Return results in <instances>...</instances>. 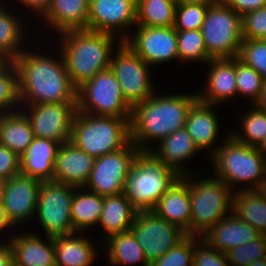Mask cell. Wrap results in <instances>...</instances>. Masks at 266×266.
I'll use <instances>...</instances> for the list:
<instances>
[{"instance_id": "cell-32", "label": "cell", "mask_w": 266, "mask_h": 266, "mask_svg": "<svg viewBox=\"0 0 266 266\" xmlns=\"http://www.w3.org/2000/svg\"><path fill=\"white\" fill-rule=\"evenodd\" d=\"M108 249V261L113 264H134L140 263L143 266H149L143 249L137 242L131 231L117 233L104 239Z\"/></svg>"}, {"instance_id": "cell-42", "label": "cell", "mask_w": 266, "mask_h": 266, "mask_svg": "<svg viewBox=\"0 0 266 266\" xmlns=\"http://www.w3.org/2000/svg\"><path fill=\"white\" fill-rule=\"evenodd\" d=\"M193 236L187 235L175 247L169 249L160 259L149 266H193Z\"/></svg>"}, {"instance_id": "cell-26", "label": "cell", "mask_w": 266, "mask_h": 266, "mask_svg": "<svg viewBox=\"0 0 266 266\" xmlns=\"http://www.w3.org/2000/svg\"><path fill=\"white\" fill-rule=\"evenodd\" d=\"M159 145V150L151 148L150 151L160 161L173 168L179 175L187 173L180 163L187 159L189 160L200 151L185 127L172 132L169 136L159 141Z\"/></svg>"}, {"instance_id": "cell-15", "label": "cell", "mask_w": 266, "mask_h": 266, "mask_svg": "<svg viewBox=\"0 0 266 266\" xmlns=\"http://www.w3.org/2000/svg\"><path fill=\"white\" fill-rule=\"evenodd\" d=\"M133 38L124 40L147 64L155 65L179 59L177 30L172 27H147L137 25Z\"/></svg>"}, {"instance_id": "cell-25", "label": "cell", "mask_w": 266, "mask_h": 266, "mask_svg": "<svg viewBox=\"0 0 266 266\" xmlns=\"http://www.w3.org/2000/svg\"><path fill=\"white\" fill-rule=\"evenodd\" d=\"M212 107L214 105L197 100L187 115L185 128L199 150L211 148L217 139L219 121Z\"/></svg>"}, {"instance_id": "cell-18", "label": "cell", "mask_w": 266, "mask_h": 266, "mask_svg": "<svg viewBox=\"0 0 266 266\" xmlns=\"http://www.w3.org/2000/svg\"><path fill=\"white\" fill-rule=\"evenodd\" d=\"M95 158L78 149L73 142L60 144L56 154L53 181L76 188L85 187Z\"/></svg>"}, {"instance_id": "cell-56", "label": "cell", "mask_w": 266, "mask_h": 266, "mask_svg": "<svg viewBox=\"0 0 266 266\" xmlns=\"http://www.w3.org/2000/svg\"><path fill=\"white\" fill-rule=\"evenodd\" d=\"M0 203H3L2 202V187H1V182H0Z\"/></svg>"}, {"instance_id": "cell-54", "label": "cell", "mask_w": 266, "mask_h": 266, "mask_svg": "<svg viewBox=\"0 0 266 266\" xmlns=\"http://www.w3.org/2000/svg\"><path fill=\"white\" fill-rule=\"evenodd\" d=\"M218 1L220 0H182V2H204V3H210V4H213Z\"/></svg>"}, {"instance_id": "cell-44", "label": "cell", "mask_w": 266, "mask_h": 266, "mask_svg": "<svg viewBox=\"0 0 266 266\" xmlns=\"http://www.w3.org/2000/svg\"><path fill=\"white\" fill-rule=\"evenodd\" d=\"M243 39H266V6L242 16Z\"/></svg>"}, {"instance_id": "cell-58", "label": "cell", "mask_w": 266, "mask_h": 266, "mask_svg": "<svg viewBox=\"0 0 266 266\" xmlns=\"http://www.w3.org/2000/svg\"><path fill=\"white\" fill-rule=\"evenodd\" d=\"M265 178H266V158H265Z\"/></svg>"}, {"instance_id": "cell-24", "label": "cell", "mask_w": 266, "mask_h": 266, "mask_svg": "<svg viewBox=\"0 0 266 266\" xmlns=\"http://www.w3.org/2000/svg\"><path fill=\"white\" fill-rule=\"evenodd\" d=\"M90 0H52L43 14L44 20L60 34L87 29Z\"/></svg>"}, {"instance_id": "cell-20", "label": "cell", "mask_w": 266, "mask_h": 266, "mask_svg": "<svg viewBox=\"0 0 266 266\" xmlns=\"http://www.w3.org/2000/svg\"><path fill=\"white\" fill-rule=\"evenodd\" d=\"M60 143L49 138L34 137L20 155V174L41 182L53 181L56 154Z\"/></svg>"}, {"instance_id": "cell-31", "label": "cell", "mask_w": 266, "mask_h": 266, "mask_svg": "<svg viewBox=\"0 0 266 266\" xmlns=\"http://www.w3.org/2000/svg\"><path fill=\"white\" fill-rule=\"evenodd\" d=\"M79 188H75L72 205L71 219L74 230L82 231L89 228L93 224H98L103 209V196L91 192H77Z\"/></svg>"}, {"instance_id": "cell-8", "label": "cell", "mask_w": 266, "mask_h": 266, "mask_svg": "<svg viewBox=\"0 0 266 266\" xmlns=\"http://www.w3.org/2000/svg\"><path fill=\"white\" fill-rule=\"evenodd\" d=\"M200 30L211 59L238 56L243 42L242 16L223 0L208 7Z\"/></svg>"}, {"instance_id": "cell-50", "label": "cell", "mask_w": 266, "mask_h": 266, "mask_svg": "<svg viewBox=\"0 0 266 266\" xmlns=\"http://www.w3.org/2000/svg\"><path fill=\"white\" fill-rule=\"evenodd\" d=\"M261 110L266 111V81L264 83L263 91L261 92L259 100L255 104Z\"/></svg>"}, {"instance_id": "cell-40", "label": "cell", "mask_w": 266, "mask_h": 266, "mask_svg": "<svg viewBox=\"0 0 266 266\" xmlns=\"http://www.w3.org/2000/svg\"><path fill=\"white\" fill-rule=\"evenodd\" d=\"M225 255L231 266H249L254 261L266 258V235L245 245L232 248Z\"/></svg>"}, {"instance_id": "cell-2", "label": "cell", "mask_w": 266, "mask_h": 266, "mask_svg": "<svg viewBox=\"0 0 266 266\" xmlns=\"http://www.w3.org/2000/svg\"><path fill=\"white\" fill-rule=\"evenodd\" d=\"M198 100L197 94L157 96L132 108L130 141L140 151H150V139L162 140L185 127L188 112Z\"/></svg>"}, {"instance_id": "cell-48", "label": "cell", "mask_w": 266, "mask_h": 266, "mask_svg": "<svg viewBox=\"0 0 266 266\" xmlns=\"http://www.w3.org/2000/svg\"><path fill=\"white\" fill-rule=\"evenodd\" d=\"M6 243H0V266H13L11 245Z\"/></svg>"}, {"instance_id": "cell-53", "label": "cell", "mask_w": 266, "mask_h": 266, "mask_svg": "<svg viewBox=\"0 0 266 266\" xmlns=\"http://www.w3.org/2000/svg\"><path fill=\"white\" fill-rule=\"evenodd\" d=\"M249 266H266V258L254 261L252 264Z\"/></svg>"}, {"instance_id": "cell-21", "label": "cell", "mask_w": 266, "mask_h": 266, "mask_svg": "<svg viewBox=\"0 0 266 266\" xmlns=\"http://www.w3.org/2000/svg\"><path fill=\"white\" fill-rule=\"evenodd\" d=\"M206 88L197 94L198 100L206 104L217 105L220 101L230 100L237 94L236 57L210 59Z\"/></svg>"}, {"instance_id": "cell-1", "label": "cell", "mask_w": 266, "mask_h": 266, "mask_svg": "<svg viewBox=\"0 0 266 266\" xmlns=\"http://www.w3.org/2000/svg\"><path fill=\"white\" fill-rule=\"evenodd\" d=\"M18 71L20 106L77 103V88L71 83L66 64L48 55L23 52L13 61Z\"/></svg>"}, {"instance_id": "cell-13", "label": "cell", "mask_w": 266, "mask_h": 266, "mask_svg": "<svg viewBox=\"0 0 266 266\" xmlns=\"http://www.w3.org/2000/svg\"><path fill=\"white\" fill-rule=\"evenodd\" d=\"M130 231L149 264L160 259L187 236L178 226L167 222L152 210L137 212Z\"/></svg>"}, {"instance_id": "cell-41", "label": "cell", "mask_w": 266, "mask_h": 266, "mask_svg": "<svg viewBox=\"0 0 266 266\" xmlns=\"http://www.w3.org/2000/svg\"><path fill=\"white\" fill-rule=\"evenodd\" d=\"M237 58L266 81V39H243Z\"/></svg>"}, {"instance_id": "cell-22", "label": "cell", "mask_w": 266, "mask_h": 266, "mask_svg": "<svg viewBox=\"0 0 266 266\" xmlns=\"http://www.w3.org/2000/svg\"><path fill=\"white\" fill-rule=\"evenodd\" d=\"M152 211L191 235L189 186L181 177L161 196Z\"/></svg>"}, {"instance_id": "cell-49", "label": "cell", "mask_w": 266, "mask_h": 266, "mask_svg": "<svg viewBox=\"0 0 266 266\" xmlns=\"http://www.w3.org/2000/svg\"><path fill=\"white\" fill-rule=\"evenodd\" d=\"M12 224L10 223L4 205L3 203H0V231L2 229L6 228L7 226H11Z\"/></svg>"}, {"instance_id": "cell-57", "label": "cell", "mask_w": 266, "mask_h": 266, "mask_svg": "<svg viewBox=\"0 0 266 266\" xmlns=\"http://www.w3.org/2000/svg\"><path fill=\"white\" fill-rule=\"evenodd\" d=\"M176 3L182 2V0H173Z\"/></svg>"}, {"instance_id": "cell-9", "label": "cell", "mask_w": 266, "mask_h": 266, "mask_svg": "<svg viewBox=\"0 0 266 266\" xmlns=\"http://www.w3.org/2000/svg\"><path fill=\"white\" fill-rule=\"evenodd\" d=\"M77 112L131 117L132 107L126 102L113 71L107 68L77 88Z\"/></svg>"}, {"instance_id": "cell-3", "label": "cell", "mask_w": 266, "mask_h": 266, "mask_svg": "<svg viewBox=\"0 0 266 266\" xmlns=\"http://www.w3.org/2000/svg\"><path fill=\"white\" fill-rule=\"evenodd\" d=\"M61 35L60 51L71 83L76 88L100 71L110 68L116 36L89 29L65 31Z\"/></svg>"}, {"instance_id": "cell-43", "label": "cell", "mask_w": 266, "mask_h": 266, "mask_svg": "<svg viewBox=\"0 0 266 266\" xmlns=\"http://www.w3.org/2000/svg\"><path fill=\"white\" fill-rule=\"evenodd\" d=\"M200 239L199 236H193V266H231L225 253L210 247L203 239L201 241Z\"/></svg>"}, {"instance_id": "cell-36", "label": "cell", "mask_w": 266, "mask_h": 266, "mask_svg": "<svg viewBox=\"0 0 266 266\" xmlns=\"http://www.w3.org/2000/svg\"><path fill=\"white\" fill-rule=\"evenodd\" d=\"M17 103L20 105L18 71L15 63L8 61L0 69V114L15 112Z\"/></svg>"}, {"instance_id": "cell-51", "label": "cell", "mask_w": 266, "mask_h": 266, "mask_svg": "<svg viewBox=\"0 0 266 266\" xmlns=\"http://www.w3.org/2000/svg\"><path fill=\"white\" fill-rule=\"evenodd\" d=\"M259 194L266 200V178H264L261 182L259 187L256 189Z\"/></svg>"}, {"instance_id": "cell-19", "label": "cell", "mask_w": 266, "mask_h": 266, "mask_svg": "<svg viewBox=\"0 0 266 266\" xmlns=\"http://www.w3.org/2000/svg\"><path fill=\"white\" fill-rule=\"evenodd\" d=\"M262 234L234 213L211 226L202 238L210 247L226 253L232 248L245 245L260 238Z\"/></svg>"}, {"instance_id": "cell-33", "label": "cell", "mask_w": 266, "mask_h": 266, "mask_svg": "<svg viewBox=\"0 0 266 266\" xmlns=\"http://www.w3.org/2000/svg\"><path fill=\"white\" fill-rule=\"evenodd\" d=\"M177 3L173 0H137L136 25L172 27Z\"/></svg>"}, {"instance_id": "cell-38", "label": "cell", "mask_w": 266, "mask_h": 266, "mask_svg": "<svg viewBox=\"0 0 266 266\" xmlns=\"http://www.w3.org/2000/svg\"><path fill=\"white\" fill-rule=\"evenodd\" d=\"M210 3L179 2L175 10L174 28L177 31L201 29Z\"/></svg>"}, {"instance_id": "cell-27", "label": "cell", "mask_w": 266, "mask_h": 266, "mask_svg": "<svg viewBox=\"0 0 266 266\" xmlns=\"http://www.w3.org/2000/svg\"><path fill=\"white\" fill-rule=\"evenodd\" d=\"M137 212L123 193L103 197V209L98 224L106 232L104 238L130 231Z\"/></svg>"}, {"instance_id": "cell-4", "label": "cell", "mask_w": 266, "mask_h": 266, "mask_svg": "<svg viewBox=\"0 0 266 266\" xmlns=\"http://www.w3.org/2000/svg\"><path fill=\"white\" fill-rule=\"evenodd\" d=\"M180 176L151 151H139L126 177L123 194L138 212L150 211Z\"/></svg>"}, {"instance_id": "cell-16", "label": "cell", "mask_w": 266, "mask_h": 266, "mask_svg": "<svg viewBox=\"0 0 266 266\" xmlns=\"http://www.w3.org/2000/svg\"><path fill=\"white\" fill-rule=\"evenodd\" d=\"M136 8L137 0H90L87 29L113 35L119 31L124 41L129 37L125 31L137 22Z\"/></svg>"}, {"instance_id": "cell-55", "label": "cell", "mask_w": 266, "mask_h": 266, "mask_svg": "<svg viewBox=\"0 0 266 266\" xmlns=\"http://www.w3.org/2000/svg\"><path fill=\"white\" fill-rule=\"evenodd\" d=\"M8 62L7 59H5L1 54H0V69Z\"/></svg>"}, {"instance_id": "cell-46", "label": "cell", "mask_w": 266, "mask_h": 266, "mask_svg": "<svg viewBox=\"0 0 266 266\" xmlns=\"http://www.w3.org/2000/svg\"><path fill=\"white\" fill-rule=\"evenodd\" d=\"M234 11L243 16L245 13L266 6V0H223Z\"/></svg>"}, {"instance_id": "cell-30", "label": "cell", "mask_w": 266, "mask_h": 266, "mask_svg": "<svg viewBox=\"0 0 266 266\" xmlns=\"http://www.w3.org/2000/svg\"><path fill=\"white\" fill-rule=\"evenodd\" d=\"M232 213L266 235V200L257 190L237 189L233 195Z\"/></svg>"}, {"instance_id": "cell-7", "label": "cell", "mask_w": 266, "mask_h": 266, "mask_svg": "<svg viewBox=\"0 0 266 266\" xmlns=\"http://www.w3.org/2000/svg\"><path fill=\"white\" fill-rule=\"evenodd\" d=\"M180 177L189 186L191 235L200 237L211 226L232 213L234 191L215 177L195 182L190 173Z\"/></svg>"}, {"instance_id": "cell-45", "label": "cell", "mask_w": 266, "mask_h": 266, "mask_svg": "<svg viewBox=\"0 0 266 266\" xmlns=\"http://www.w3.org/2000/svg\"><path fill=\"white\" fill-rule=\"evenodd\" d=\"M20 174L19 156L0 143V182Z\"/></svg>"}, {"instance_id": "cell-35", "label": "cell", "mask_w": 266, "mask_h": 266, "mask_svg": "<svg viewBox=\"0 0 266 266\" xmlns=\"http://www.w3.org/2000/svg\"><path fill=\"white\" fill-rule=\"evenodd\" d=\"M255 109L248 111L242 119L243 135L238 131L230 132L231 136L239 143L258 147L266 138V111L261 110L255 105Z\"/></svg>"}, {"instance_id": "cell-37", "label": "cell", "mask_w": 266, "mask_h": 266, "mask_svg": "<svg viewBox=\"0 0 266 266\" xmlns=\"http://www.w3.org/2000/svg\"><path fill=\"white\" fill-rule=\"evenodd\" d=\"M179 60H198L207 63L209 57L201 30L177 31Z\"/></svg>"}, {"instance_id": "cell-14", "label": "cell", "mask_w": 266, "mask_h": 266, "mask_svg": "<svg viewBox=\"0 0 266 266\" xmlns=\"http://www.w3.org/2000/svg\"><path fill=\"white\" fill-rule=\"evenodd\" d=\"M28 118L34 137L53 139L60 144L71 141L72 123L77 103H48L29 105Z\"/></svg>"}, {"instance_id": "cell-12", "label": "cell", "mask_w": 266, "mask_h": 266, "mask_svg": "<svg viewBox=\"0 0 266 266\" xmlns=\"http://www.w3.org/2000/svg\"><path fill=\"white\" fill-rule=\"evenodd\" d=\"M140 150L130 141L118 151L95 158L93 169L84 188L100 196L120 195L126 177Z\"/></svg>"}, {"instance_id": "cell-10", "label": "cell", "mask_w": 266, "mask_h": 266, "mask_svg": "<svg viewBox=\"0 0 266 266\" xmlns=\"http://www.w3.org/2000/svg\"><path fill=\"white\" fill-rule=\"evenodd\" d=\"M75 188L56 181L41 182L35 214L46 237L76 233L71 219Z\"/></svg>"}, {"instance_id": "cell-11", "label": "cell", "mask_w": 266, "mask_h": 266, "mask_svg": "<svg viewBox=\"0 0 266 266\" xmlns=\"http://www.w3.org/2000/svg\"><path fill=\"white\" fill-rule=\"evenodd\" d=\"M121 42V43H120ZM149 64L138 56L127 43L119 40L115 56L111 58L113 71L126 102L133 108L154 93L150 82Z\"/></svg>"}, {"instance_id": "cell-34", "label": "cell", "mask_w": 266, "mask_h": 266, "mask_svg": "<svg viewBox=\"0 0 266 266\" xmlns=\"http://www.w3.org/2000/svg\"><path fill=\"white\" fill-rule=\"evenodd\" d=\"M0 5V54L8 61H14L23 51V28L19 18ZM21 43V44H20Z\"/></svg>"}, {"instance_id": "cell-5", "label": "cell", "mask_w": 266, "mask_h": 266, "mask_svg": "<svg viewBox=\"0 0 266 266\" xmlns=\"http://www.w3.org/2000/svg\"><path fill=\"white\" fill-rule=\"evenodd\" d=\"M130 119L77 112L71 142L94 158L118 151L130 142Z\"/></svg>"}, {"instance_id": "cell-39", "label": "cell", "mask_w": 266, "mask_h": 266, "mask_svg": "<svg viewBox=\"0 0 266 266\" xmlns=\"http://www.w3.org/2000/svg\"><path fill=\"white\" fill-rule=\"evenodd\" d=\"M236 82L237 94L250 97L251 101L256 104L264 88L265 80L252 67L244 64L236 57Z\"/></svg>"}, {"instance_id": "cell-29", "label": "cell", "mask_w": 266, "mask_h": 266, "mask_svg": "<svg viewBox=\"0 0 266 266\" xmlns=\"http://www.w3.org/2000/svg\"><path fill=\"white\" fill-rule=\"evenodd\" d=\"M75 234L54 237L56 266H90L96 258L94 245Z\"/></svg>"}, {"instance_id": "cell-28", "label": "cell", "mask_w": 266, "mask_h": 266, "mask_svg": "<svg viewBox=\"0 0 266 266\" xmlns=\"http://www.w3.org/2000/svg\"><path fill=\"white\" fill-rule=\"evenodd\" d=\"M33 139L31 124L23 111L0 114V143L20 157Z\"/></svg>"}, {"instance_id": "cell-6", "label": "cell", "mask_w": 266, "mask_h": 266, "mask_svg": "<svg viewBox=\"0 0 266 266\" xmlns=\"http://www.w3.org/2000/svg\"><path fill=\"white\" fill-rule=\"evenodd\" d=\"M227 137L222 146L211 151L215 177L232 190L238 182L251 184L242 190H256L265 178V157L257 147L239 143L229 134Z\"/></svg>"}, {"instance_id": "cell-52", "label": "cell", "mask_w": 266, "mask_h": 266, "mask_svg": "<svg viewBox=\"0 0 266 266\" xmlns=\"http://www.w3.org/2000/svg\"><path fill=\"white\" fill-rule=\"evenodd\" d=\"M257 148L266 158V138L260 143V145Z\"/></svg>"}, {"instance_id": "cell-47", "label": "cell", "mask_w": 266, "mask_h": 266, "mask_svg": "<svg viewBox=\"0 0 266 266\" xmlns=\"http://www.w3.org/2000/svg\"><path fill=\"white\" fill-rule=\"evenodd\" d=\"M19 2L43 15L51 5L52 0H19Z\"/></svg>"}, {"instance_id": "cell-23", "label": "cell", "mask_w": 266, "mask_h": 266, "mask_svg": "<svg viewBox=\"0 0 266 266\" xmlns=\"http://www.w3.org/2000/svg\"><path fill=\"white\" fill-rule=\"evenodd\" d=\"M44 240L35 234L11 236L13 266H56L54 237Z\"/></svg>"}, {"instance_id": "cell-17", "label": "cell", "mask_w": 266, "mask_h": 266, "mask_svg": "<svg viewBox=\"0 0 266 266\" xmlns=\"http://www.w3.org/2000/svg\"><path fill=\"white\" fill-rule=\"evenodd\" d=\"M40 185L41 181L22 174L1 182L2 202L12 225L36 215Z\"/></svg>"}]
</instances>
